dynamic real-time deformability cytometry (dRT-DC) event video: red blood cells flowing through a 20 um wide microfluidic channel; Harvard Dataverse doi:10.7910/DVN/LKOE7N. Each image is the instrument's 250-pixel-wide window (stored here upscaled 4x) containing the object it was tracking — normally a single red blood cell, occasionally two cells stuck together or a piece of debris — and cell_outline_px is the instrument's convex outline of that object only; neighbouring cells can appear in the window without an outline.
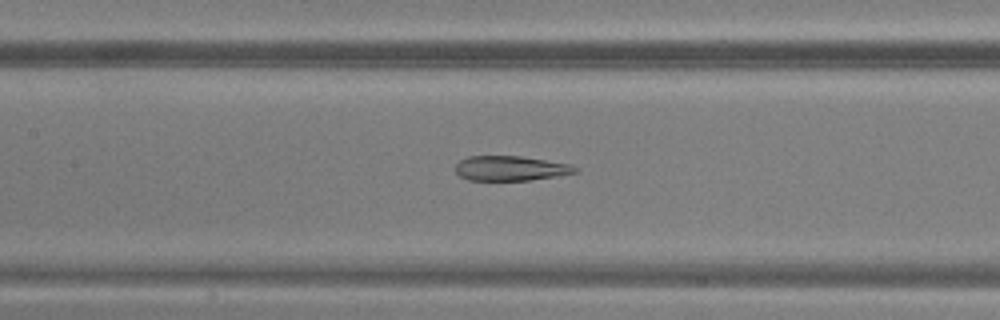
{"species": "common noctule bat (a hibernating species)", "species_latin": "Nyctalus noctula", "temperature_condition": "warm", "stored_images_in_passage": 38, "camera_frame_rate_fps": 3000, "um_per_image_px": 0.085, "animal": {"sex": "male", "body_mass_g": 20.5, "forearm_length_mm": 52.5}, "frame": {"image": 1, "passage_image": 22, "time_ms": 7.0, "image_size_px": [1000, 320], "cell_outline_px": [[576, 172], [556, 176], [532, 180], [468, 180], [460, 176], [456, 172], [456, 164], [460, 160], [468, 156], [520, 156], [572, 164], [576, 168]], "centroid_in_image_um": [43.38, 14.3], "position_along_channel_um": 164.0, "area_um2": 17.22}}
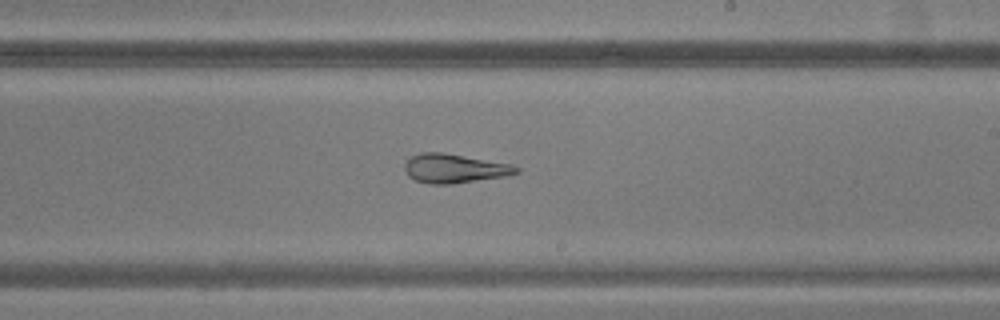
{"frame": {"image": 2, "passage_image": 28, "time_ms": 9.0, "image_size_px": [1000, 320], "cell_outline_px": [[520, 172], [504, 176], [448, 184], [428, 184], [416, 180], [408, 176], [404, 168], [404, 164], [412, 156], [420, 152], [440, 152], [512, 164], [520, 168]], "centroid_in_image_um": [38.6, 14.31], "position_along_channel_um": 250.4, "area_um2": 18.67}}
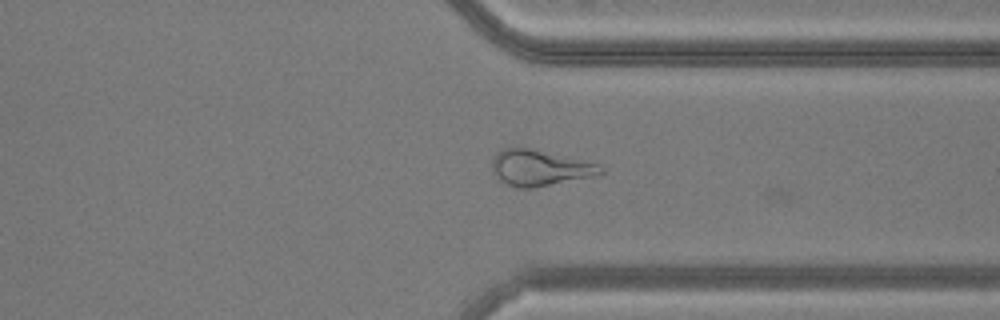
{"frame": {"image": 3, "passage_image": 36, "time_ms": 11.667, "image_size_px": [1000, 320], "cell_outline_px": [[604, 172], [600, 176], [532, 188], [520, 188], [508, 184], [500, 180], [492, 168], [492, 160], [500, 148], [528, 148], [600, 164], [604, 168]], "centroid_in_image_um": [45.94, 14.28], "position_along_channel_um": 365.5, "area_um2": 22.66}}